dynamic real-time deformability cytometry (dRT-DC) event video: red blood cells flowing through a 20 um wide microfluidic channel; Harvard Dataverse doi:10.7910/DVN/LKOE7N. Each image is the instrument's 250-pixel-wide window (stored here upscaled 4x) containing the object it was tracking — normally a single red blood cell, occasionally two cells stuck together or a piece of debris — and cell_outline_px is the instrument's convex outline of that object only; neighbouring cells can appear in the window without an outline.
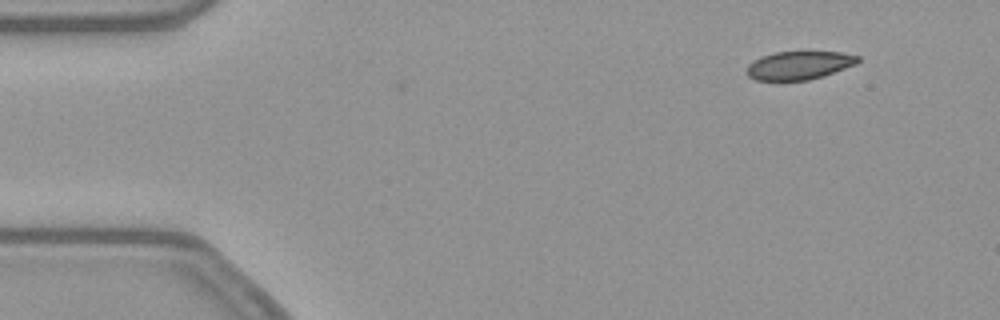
{"species": "common noctule bat (a hibernating species)", "species_latin": "Nyctalus noctula", "temperature_condition": "warm", "stored_images_in_passage": 49, "camera_frame_rate_fps": 3000, "um_per_image_px": 0.085, "animal": {"sex": "female", "body_mass_g": 21.9}, "frame": {"image": 1, "passage_image": 1, "time_ms": 0.0, "image_size_px": [1000, 320], "cell_outline_px": [[860, 60], [856, 64], [824, 76], [808, 80], [756, 80], [748, 76], [748, 64], [752, 60], [776, 52], [840, 52], [860, 56]], "centroid_in_image_um": [67.95, 5.55], "position_along_channel_um": 17.1, "area_um2": 18.21}}
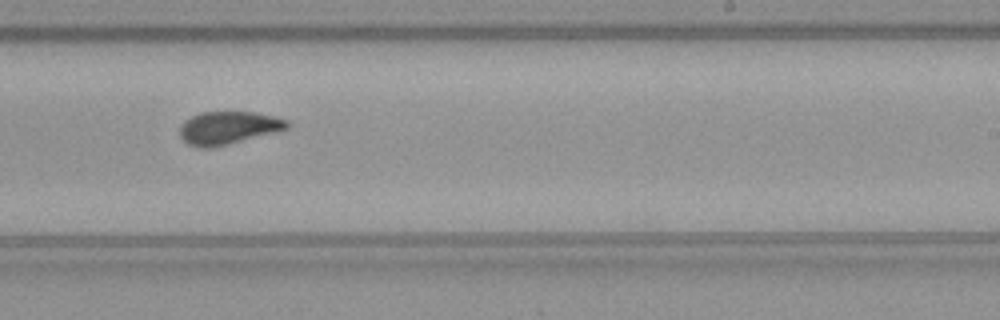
{"frame": {"image": 2, "passage_image": 28, "time_ms": 9.0, "image_size_px": [1000, 320], "cell_outline_px": [[292, 124], [288, 128], [280, 132], [228, 144], [208, 148], [200, 148], [188, 144], [180, 136], [180, 124], [184, 120], [200, 112], [252, 112], [276, 116], [288, 120]], "centroid_in_image_um": [19.45, 10.86], "position_along_channel_um": 269.5, "area_um2": 20.87}}
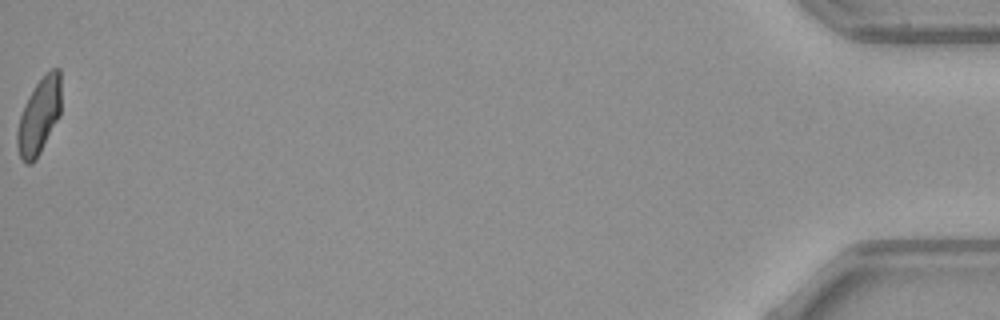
{"frame": {"image": 3, "passage_image": 49, "time_ms": 16.0, "image_size_px": [1000, 320], "cell_outline_px": [[60, 116], [36, 160], [32, 164], [24, 164], [20, 156], [16, 144], [16, 132], [20, 116], [28, 96], [36, 84], [52, 68], [60, 68]], "centroid_in_image_um": [3.31, 9.92], "position_along_channel_um": 431.9, "area_um2": 19.42}, "authors_computed_cell_mechanics": {"area_um2": 20.3456, "velocity_mm_per_s": 3.8717, "shape_relaxation_time_tau1_ms": 10.5442, "shape_relaxation_time_tau2_ms": 1.8207, "deformation_change_tau1": 0.2201, "deformation_change_tau2": 0.0514}}